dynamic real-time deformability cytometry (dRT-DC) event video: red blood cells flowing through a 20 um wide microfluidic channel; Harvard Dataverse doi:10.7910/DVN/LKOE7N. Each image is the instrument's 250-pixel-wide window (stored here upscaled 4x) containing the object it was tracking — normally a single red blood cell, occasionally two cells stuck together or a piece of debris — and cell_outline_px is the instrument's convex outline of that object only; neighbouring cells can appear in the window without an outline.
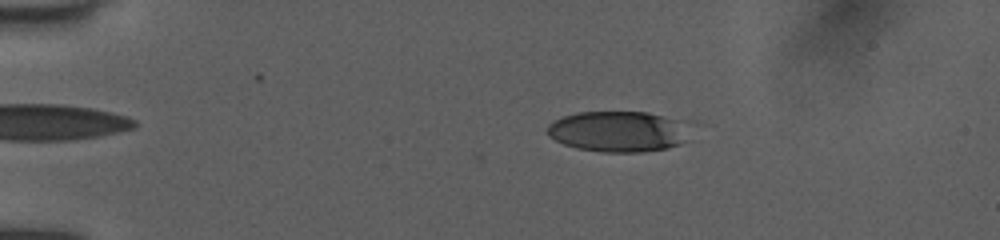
{"species": "human", "species_latin": "Homo sapiens", "temperature_condition": "room temperature", "stored_images_in_passage": 51, "camera_frame_rate_fps": 3000, "um_per_image_px": 0.085, "donor": {"sex": "female"}, "frame": {"image": 1, "passage_image": 10, "time_ms": 3.0, "image_size_px": [1000, 240], "cell_outline_px": [[684, 140], [680, 144], [668, 148], [644, 152], [600, 152], [576, 148], [564, 144], [548, 136], [548, 124], [560, 116], [576, 112], [648, 112], [676, 120]], "centroid_in_image_um": [52.37, 11.18], "position_along_channel_um": 32.6, "area_um2": 33.12}}
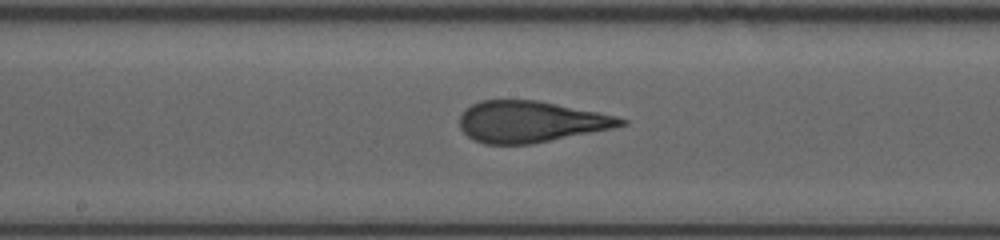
{"frame": {"image": 2, "passage_image": 28, "time_ms": 9.0, "image_size_px": [1000, 240], "cell_outline_px": [[628, 124], [612, 128], [532, 144], [484, 144], [468, 136], [460, 128], [460, 116], [472, 104], [480, 100], [536, 100], [616, 116], [628, 120]], "centroid_in_image_um": [45.1, 10.35], "position_along_channel_um": 203.1, "area_um2": 38.38}}
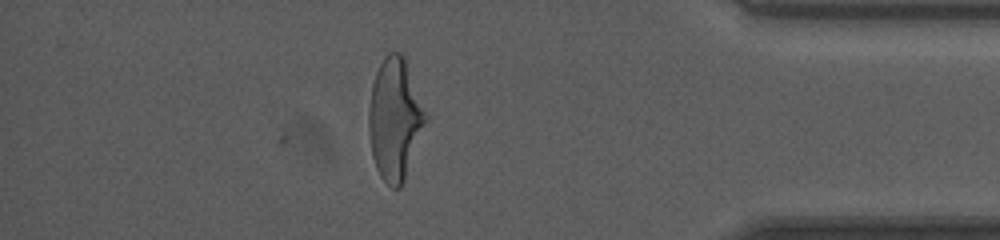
{"frame": {"image": 3, "passage_image": 45, "time_ms": 14.667, "image_size_px": [1000, 240], "cell_outline_px": [[428, 120], [404, 180], [400, 188], [392, 188], [380, 176], [376, 168], [372, 156], [368, 128], [368, 112], [372, 84], [376, 72], [384, 56], [388, 52], [400, 52], [404, 56], [428, 116]], "centroid_in_image_um": [33.57, 10.11], "position_along_channel_um": 401.6, "area_um2": 40.4}, "authors_computed_cell_mechanics": {"area_um2": 38.4948, "velocity_mm_per_s": 4.0165, "shape_relaxation_time_tau1_ms": 4.8175, "shape_relaxation_time_tau2_ms": 0.8491, "deformation_change_tau1": 0.2189, "deformation_change_tau2": 0.1104}}